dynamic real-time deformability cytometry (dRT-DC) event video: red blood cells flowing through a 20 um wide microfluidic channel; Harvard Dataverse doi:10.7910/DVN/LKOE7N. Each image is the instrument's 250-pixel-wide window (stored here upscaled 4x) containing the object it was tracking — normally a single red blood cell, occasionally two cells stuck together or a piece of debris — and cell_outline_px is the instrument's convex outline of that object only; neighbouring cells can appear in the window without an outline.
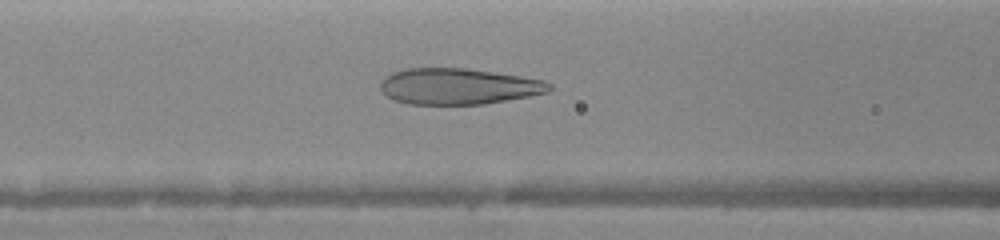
{"species": "human", "species_latin": "Homo sapiens", "temperature_condition": "warm", "stored_images_in_passage": 54, "camera_frame_rate_fps": 3000, "um_per_image_px": 0.085, "donor": {"sex": "female"}, "frame": {"image": 1, "passage_image": 25, "time_ms": 5.0, "image_size_px": [1000, 240], "cell_outline_px": [[552, 88], [548, 92], [528, 96], [484, 104], [408, 104], [396, 100], [388, 96], [380, 88], [380, 80], [384, 76], [392, 72], [408, 68], [464, 68], [520, 76], [544, 80], [552, 84]], "centroid_in_image_um": [38.94, 7.33], "position_along_channel_um": 127.7, "area_um2": 35.37}}
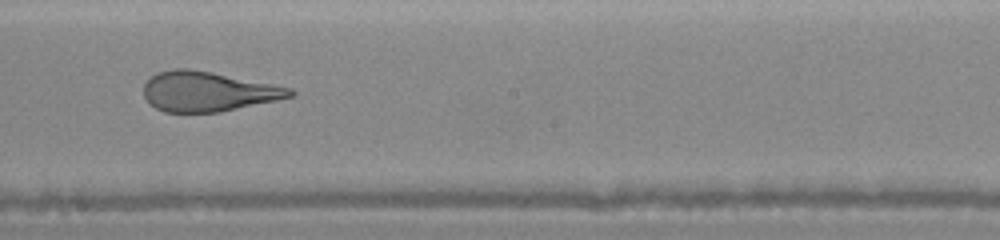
{"frame": {"image": 2, "passage_image": 34, "time_ms": 7.333, "image_size_px": [1000, 240], "cell_outline_px": [[296, 96], [220, 112], [164, 112], [148, 104], [144, 96], [144, 84], [156, 72], [172, 68], [188, 68], [212, 72], [292, 88], [296, 92]], "centroid_in_image_um": [17.66, 7.78], "position_along_channel_um": 230.5, "area_um2": 34.1}}
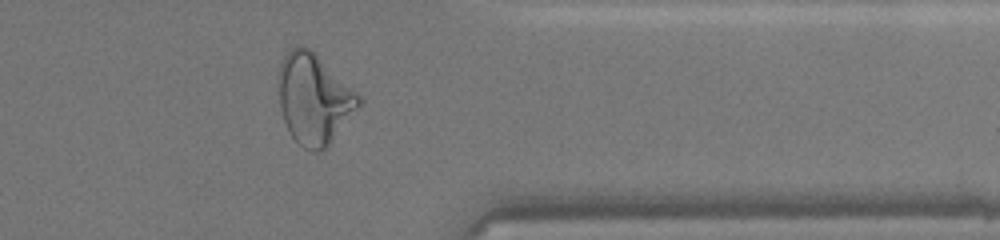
{"frame": {"image": 3, "passage_image": 50, "time_ms": 11.0, "image_size_px": [1000, 240], "cell_outline_px": [[364, 104], [328, 144], [320, 152], [312, 152], [304, 148], [292, 136], [284, 120], [280, 108], [276, 80], [280, 64], [284, 56], [296, 44], [300, 44], [316, 52], [364, 100]], "centroid_in_image_um": [26.69, 8.37], "position_along_channel_um": 384.7, "area_um2": 42.66}}